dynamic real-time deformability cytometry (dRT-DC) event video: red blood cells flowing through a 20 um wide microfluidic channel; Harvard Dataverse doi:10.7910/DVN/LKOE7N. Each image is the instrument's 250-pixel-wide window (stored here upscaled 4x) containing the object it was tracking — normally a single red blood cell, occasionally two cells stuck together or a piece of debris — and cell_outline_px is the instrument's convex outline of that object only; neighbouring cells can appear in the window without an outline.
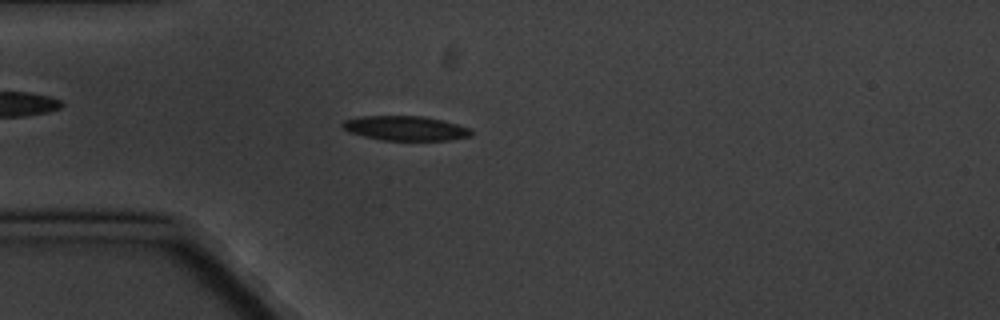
{"species": "common noctule bat (a hibernating species)", "species_latin": "Nyctalus noctula", "temperature_condition": "cold", "stored_images_in_passage": 3, "camera_frame_rate_fps": 3000, "um_per_image_px": 0.085, "animal": {"sex": "male", "body_mass_g": 20.1, "forearm_length_mm": 53.5}, "frame": {"image": 1, "passage_image": 3, "time_ms": 3.0, "image_size_px": [1000, 320], "cell_outline_px": [[472, 136], [448, 140], [380, 140], [348, 132], [340, 124], [344, 120], [360, 116], [424, 116], [472, 128]], "centroid_in_image_um": [34.45, 10.9], "position_along_channel_um": 50.5, "area_um2": 18.44}}